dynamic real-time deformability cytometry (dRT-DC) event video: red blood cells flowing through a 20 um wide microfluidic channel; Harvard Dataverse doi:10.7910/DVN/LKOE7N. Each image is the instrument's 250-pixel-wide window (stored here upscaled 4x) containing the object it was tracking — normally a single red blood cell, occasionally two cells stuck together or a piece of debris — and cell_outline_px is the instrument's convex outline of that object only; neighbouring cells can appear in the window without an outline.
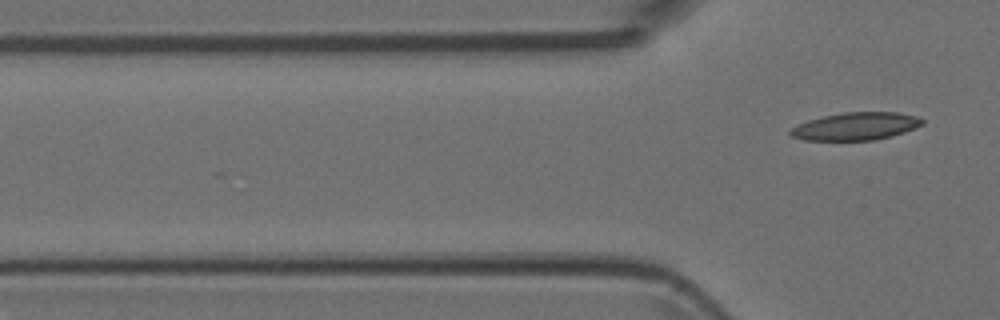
{"species": "Egyptian fruit bat (a non-hibernating species)", "species_latin": "Rousettus aegyptiacus", "temperature_condition": "room temperature", "stored_images_in_passage": 6, "camera_frame_rate_fps": 3000, "um_per_image_px": 0.085, "animal": {"sex": "female"}, "frame": {"image": 1, "passage_image": 6, "time_ms": 1.667, "image_size_px": [1000, 320], "cell_outline_px": [[924, 124], [916, 128], [892, 136], [876, 140], [804, 140], [792, 136], [788, 132], [792, 128], [808, 120], [824, 116], [844, 112], [896, 112], [916, 116], [924, 120]], "centroid_in_image_um": [72.78, 10.73], "position_along_channel_um": 53.0, "area_um2": 21.21}}